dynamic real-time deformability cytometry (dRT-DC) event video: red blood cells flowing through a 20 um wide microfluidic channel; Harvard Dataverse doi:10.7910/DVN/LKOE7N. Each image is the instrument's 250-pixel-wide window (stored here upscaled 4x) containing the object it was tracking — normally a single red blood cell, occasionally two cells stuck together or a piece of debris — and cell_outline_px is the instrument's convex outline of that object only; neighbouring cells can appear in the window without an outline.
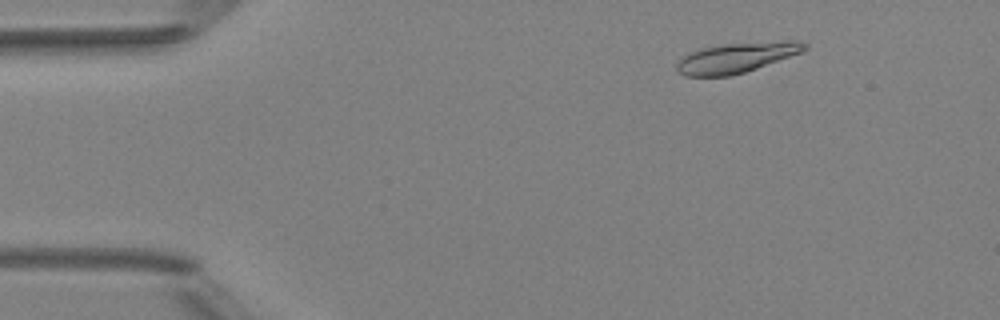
{"species": "Egyptian fruit bat (a non-hibernating species)", "species_latin": "Rousettus aegyptiacus", "temperature_condition": "room temperature", "stored_images_in_passage": 3, "camera_frame_rate_fps": 3000, "um_per_image_px": 0.085, "animal": {"sex": "female"}, "frame": {"image": 1, "passage_image": 1, "time_ms": 0.0, "image_size_px": [1000, 320], "cell_outline_px": [[808, 48], [800, 52], [756, 68], [744, 72], [728, 76], [684, 76], [676, 72], [676, 64], [688, 52], [700, 48], [720, 44], [788, 40], [800, 40], [808, 44]], "centroid_in_image_um": [62.56, 4.88], "position_along_channel_um": 22.4, "area_um2": 22.48}}